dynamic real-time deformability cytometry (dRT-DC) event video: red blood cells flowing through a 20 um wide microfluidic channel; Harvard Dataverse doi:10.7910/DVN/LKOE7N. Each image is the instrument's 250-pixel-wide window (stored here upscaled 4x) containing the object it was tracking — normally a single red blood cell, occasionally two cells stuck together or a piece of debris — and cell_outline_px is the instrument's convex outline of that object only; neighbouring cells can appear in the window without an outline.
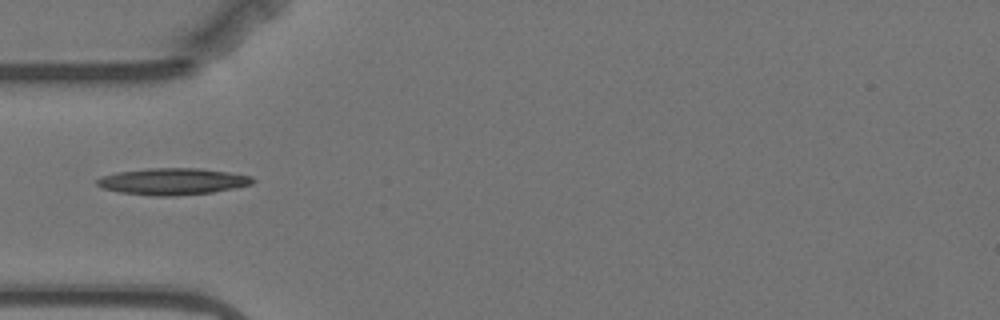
{"species": "Egyptian fruit bat (a non-hibernating species)", "species_latin": "Rousettus aegyptiacus", "temperature_condition": "warm", "stored_images_in_passage": 6, "camera_frame_rate_fps": 3000, "um_per_image_px": 0.085, "animal": {"sex": "female"}, "frame": {"image": 1, "passage_image": 1, "time_ms": 0.0, "image_size_px": [1000, 320], "cell_outline_px": [[256, 180], [252, 184], [212, 192], [176, 196], [156, 196], [120, 192], [100, 188], [96, 184], [96, 180], [104, 176], [116, 172], [148, 168], [200, 168], [228, 172], [252, 176]], "centroid_in_image_um": [14.67, 15.42], "position_along_channel_um": 70.3, "area_um2": 24.16}}
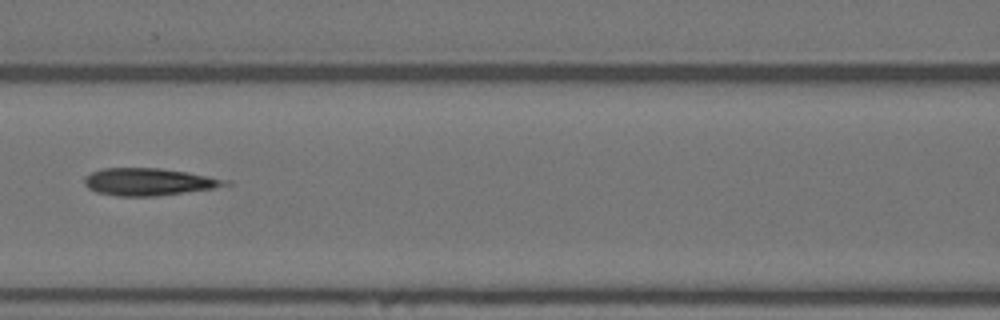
{"frame": {"image": 2, "passage_image": 3, "time_ms": 2.333, "image_size_px": [1000, 320], "cell_outline_px": [[232, 184], [212, 188], [156, 196], [116, 196], [96, 192], [88, 188], [84, 184], [84, 176], [92, 172], [104, 168], [160, 168], [232, 180]], "centroid_in_image_um": [12.62, 15.45], "position_along_channel_um": 154.0, "area_um2": 22.31}}
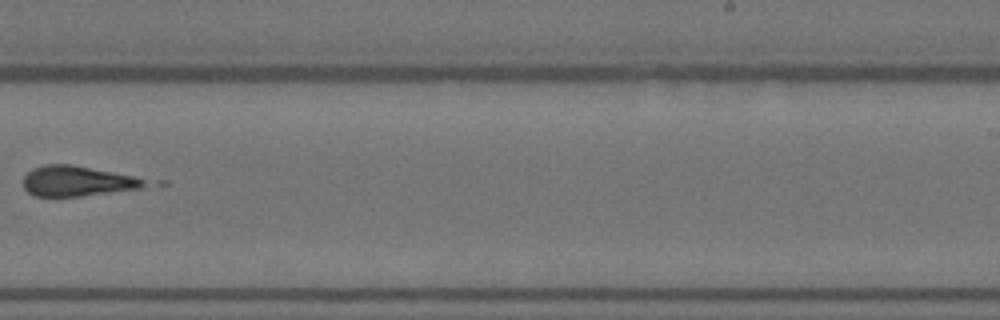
{"frame": {"image": 3, "passage_image": 6, "time_ms": 6.0, "image_size_px": [1000, 320], "cell_outline_px": [[148, 184], [140, 188], [80, 196], [36, 196], [28, 192], [24, 188], [24, 176], [32, 168], [44, 164], [72, 164], [132, 176], [144, 180]], "centroid_in_image_um": [6.49, 15.38], "position_along_channel_um": 282.5, "area_um2": 21.1}}